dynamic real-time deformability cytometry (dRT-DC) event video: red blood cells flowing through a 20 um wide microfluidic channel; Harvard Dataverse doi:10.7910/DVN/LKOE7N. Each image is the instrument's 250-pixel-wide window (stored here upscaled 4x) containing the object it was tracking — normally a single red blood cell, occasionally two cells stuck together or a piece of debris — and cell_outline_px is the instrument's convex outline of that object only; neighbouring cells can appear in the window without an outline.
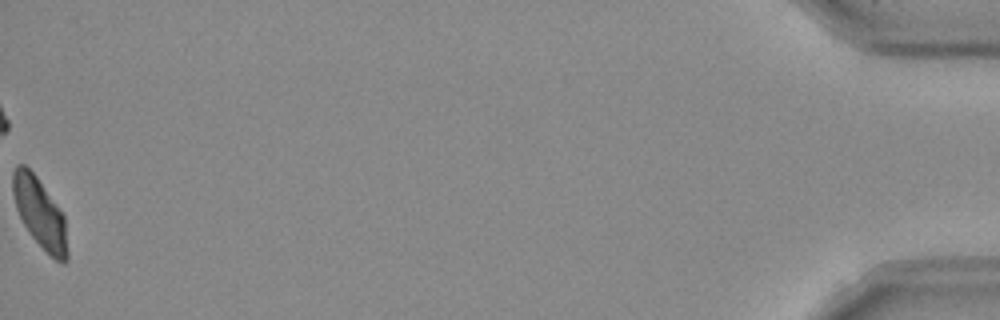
{"species": "Egyptian fruit bat (a non-hibernating species)", "species_latin": "Rousettus aegyptiacus", "temperature_condition": "room temperature", "stored_images_in_passage": 51, "camera_frame_rate_fps": 3000, "um_per_image_px": 0.085, "frame": {"image": 1, "passage_image": 51, "time_ms": 16.667, "image_size_px": [1000, 320], "cell_outline_px": [[68, 260], [64, 264], [60, 264], [28, 232], [16, 208], [12, 192], [12, 172], [16, 164], [24, 164], [36, 176], [56, 204], [64, 216], [68, 252]], "centroid_in_image_um": [3.38, 18.1], "position_along_channel_um": 431.8, "area_um2": 21.96}, "authors_computed_cell_mechanics": {"area_um2": 23.12, "velocity_mm_per_s": 3.9251, "shape_relaxation_time_tau1_ms": 4.1279, "shape_relaxation_time_tau2_ms": 3.8896, "deformation_change_tau1": 0.1154, "deformation_change_tau2": 0.0892}}